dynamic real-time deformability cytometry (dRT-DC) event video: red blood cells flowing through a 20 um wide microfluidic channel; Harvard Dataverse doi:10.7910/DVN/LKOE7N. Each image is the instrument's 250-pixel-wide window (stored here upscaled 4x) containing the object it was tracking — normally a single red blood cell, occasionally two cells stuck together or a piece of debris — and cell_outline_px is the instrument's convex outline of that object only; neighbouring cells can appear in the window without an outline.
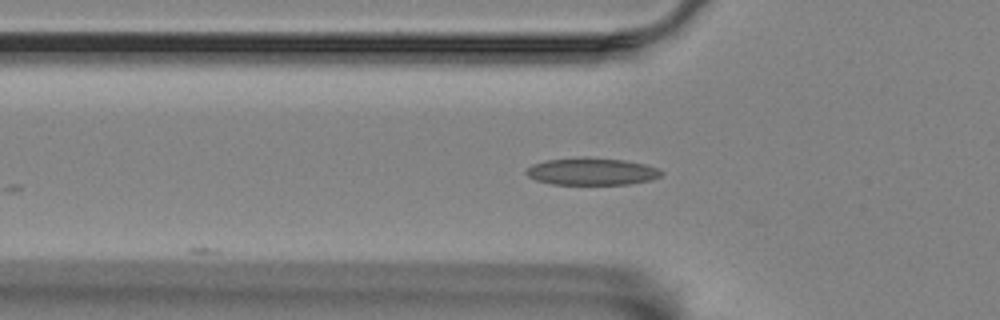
{"species": "Egyptian fruit bat (a non-hibernating species)", "species_latin": "Rousettus aegyptiacus", "temperature_condition": "room temperature", "stored_images_in_passage": 12, "camera_frame_rate_fps": 3000, "um_per_image_px": 0.085, "animal": {"sex": "female"}, "frame": {"image": 1, "passage_image": 4, "time_ms": 1.0, "image_size_px": [1000, 320], "cell_outline_px": [[664, 176], [652, 180], [628, 184], [552, 184], [536, 180], [528, 176], [524, 172], [532, 164], [548, 160], [584, 156], [624, 160], [644, 164], [660, 168], [664, 172]], "centroid_in_image_um": [50.35, 14.57], "position_along_channel_um": 75.5, "area_um2": 21.68}}
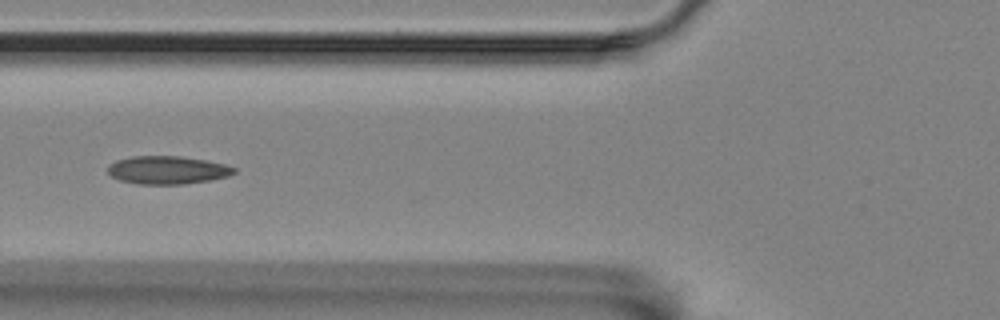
{"frame": {"image": 2, "passage_image": 7, "time_ms": 2.0, "image_size_px": [1000, 320], "cell_outline_px": [[236, 172], [228, 176], [208, 180], [184, 184], [136, 184], [120, 180], [112, 176], [108, 172], [108, 164], [116, 160], [132, 156], [180, 156], [204, 160], [224, 164], [236, 168]], "centroid_in_image_um": [14.2, 14.45], "position_along_channel_um": 111.6, "area_um2": 20.58}}
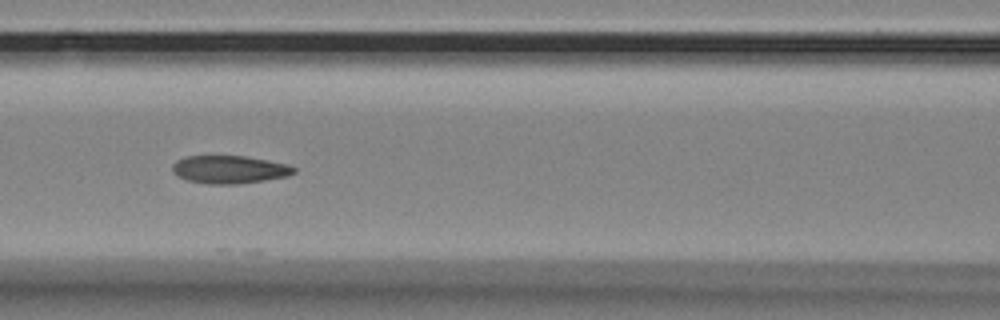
{"frame": {"image": 3, "passage_image": 10, "time_ms": 3.0, "image_size_px": [1000, 320], "cell_outline_px": [[296, 172], [288, 176], [240, 184], [208, 184], [188, 180], [176, 176], [172, 172], [172, 164], [176, 160], [184, 156], [244, 156], [268, 160], [288, 164], [296, 168]], "centroid_in_image_um": [19.48, 14.41], "position_along_channel_um": 147.1, "area_um2": 19.94}}